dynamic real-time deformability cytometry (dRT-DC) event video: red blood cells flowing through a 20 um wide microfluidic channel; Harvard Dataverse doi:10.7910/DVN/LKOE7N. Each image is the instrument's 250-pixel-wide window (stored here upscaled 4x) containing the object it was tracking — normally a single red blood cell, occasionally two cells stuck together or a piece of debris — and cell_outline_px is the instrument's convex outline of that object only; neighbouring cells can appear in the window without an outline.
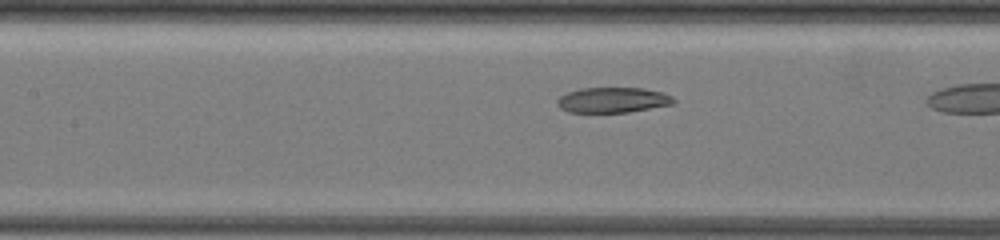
{"species": "common noctule bat (a hibernating species)", "species_latin": "Nyctalus noctula", "temperature_condition": "warm", "stored_images_in_passage": 24, "camera_frame_rate_fps": 3000, "um_per_image_px": 0.085, "animal": {"sex": "female", "body_mass_g": 19.5, "forearm_length_mm": 54.1}, "frame": {"image": 1, "passage_image": 22, "time_ms": 3.333, "image_size_px": [1000, 240], "cell_outline_px": [[676, 100], [672, 104], [628, 112], [568, 112], [560, 108], [556, 104], [556, 100], [560, 96], [568, 92], [580, 88], [644, 88], [664, 92], [672, 96]], "centroid_in_image_um": [52.08, 8.49], "position_along_channel_um": 155.3, "area_um2": 17.22}}